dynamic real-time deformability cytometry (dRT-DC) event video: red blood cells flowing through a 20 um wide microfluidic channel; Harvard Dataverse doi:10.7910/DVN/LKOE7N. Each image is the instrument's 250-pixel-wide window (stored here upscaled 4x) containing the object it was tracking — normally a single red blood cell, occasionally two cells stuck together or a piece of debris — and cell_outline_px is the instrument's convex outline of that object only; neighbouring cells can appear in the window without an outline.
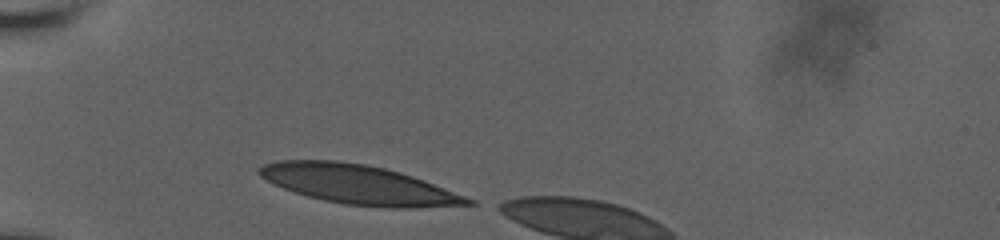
{"species": "human", "species_latin": "Homo sapiens", "temperature_condition": "room temperature", "stored_images_in_passage": 4, "camera_frame_rate_fps": 3000, "um_per_image_px": 0.085, "donor": {"sex": "male"}, "frame": {"image": 1, "passage_image": 1, "time_ms": 0.0, "image_size_px": [1000, 240], "cell_outline_px": [[480, 204], [404, 208], [392, 208], [344, 204], [324, 200], [308, 196], [284, 188], [260, 176], [256, 172], [256, 168], [264, 164], [276, 160], [336, 160], [368, 164], [400, 172], [424, 180], [476, 200]], "centroid_in_image_um": [30.49, 15.68], "position_along_channel_um": 54.5, "area_um2": 47.51}}